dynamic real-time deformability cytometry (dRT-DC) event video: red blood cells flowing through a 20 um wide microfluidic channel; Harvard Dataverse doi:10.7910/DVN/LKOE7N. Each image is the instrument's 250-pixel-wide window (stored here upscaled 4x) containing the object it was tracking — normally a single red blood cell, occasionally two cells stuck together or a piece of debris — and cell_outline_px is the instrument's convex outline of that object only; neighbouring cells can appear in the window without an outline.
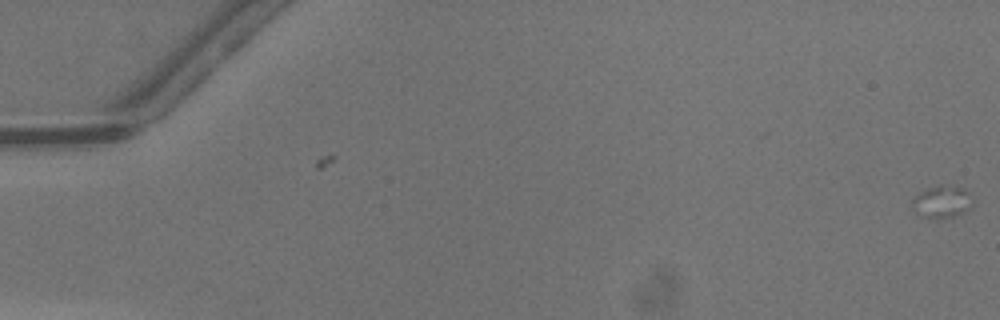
{"species": "common noctule bat (a hibernating species)", "species_latin": "Nyctalus noctula", "temperature_condition": "warm", "stored_images_in_passage": 3, "camera_frame_rate_fps": 3000, "um_per_image_px": 0.085, "animal": {"sex": "male", "body_mass_g": 13.3}, "frame": {"image": 1, "passage_image": 3, "time_ms": 0.667, "image_size_px": [1000, 320], "cell_outline_px": [[976, 200], [972, 208], [956, 216], [936, 220], [920, 216], [916, 212], [912, 204], [912, 200], [920, 192], [928, 188], [940, 184], [964, 188]], "centroid_in_image_um": [80.13, 17.17], "position_along_channel_um": 4.9, "area_um2": 11.79}}